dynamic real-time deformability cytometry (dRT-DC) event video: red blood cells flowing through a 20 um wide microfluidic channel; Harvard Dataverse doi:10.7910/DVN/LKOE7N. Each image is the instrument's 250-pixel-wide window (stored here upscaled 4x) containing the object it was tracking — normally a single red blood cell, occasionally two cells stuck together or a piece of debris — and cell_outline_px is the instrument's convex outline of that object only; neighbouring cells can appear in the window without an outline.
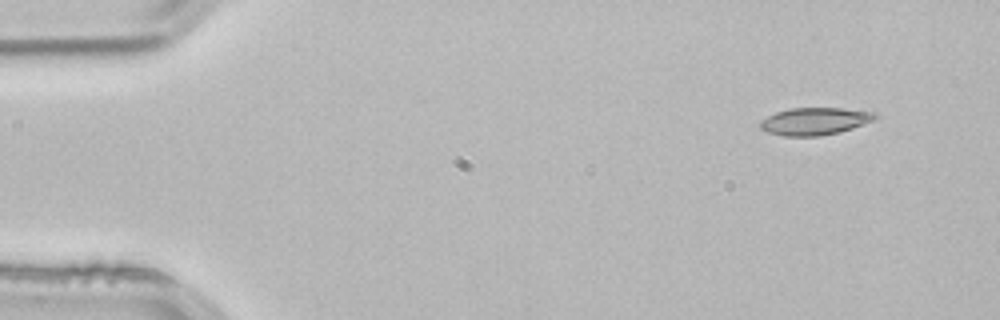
{"species": "common noctule bat (a hibernating species)", "species_latin": "Nyctalus noctula", "temperature_condition": "room temperature", "stored_images_in_passage": 50, "camera_frame_rate_fps": 3000, "um_per_image_px": 0.085, "animal": {"sex": "male", "body_mass_g": 21.5, "forearm_length_mm": 52.0}, "frame": {"image": 1, "passage_image": 1, "time_ms": 0.0, "image_size_px": [1000, 320], "cell_outline_px": [[880, 116], [872, 120], [852, 128], [840, 132], [820, 136], [784, 136], [768, 132], [760, 128], [760, 120], [776, 112], [792, 108], [840, 108], [876, 112]], "centroid_in_image_um": [69.26, 10.3], "position_along_channel_um": 15.7, "area_um2": 18.26}}
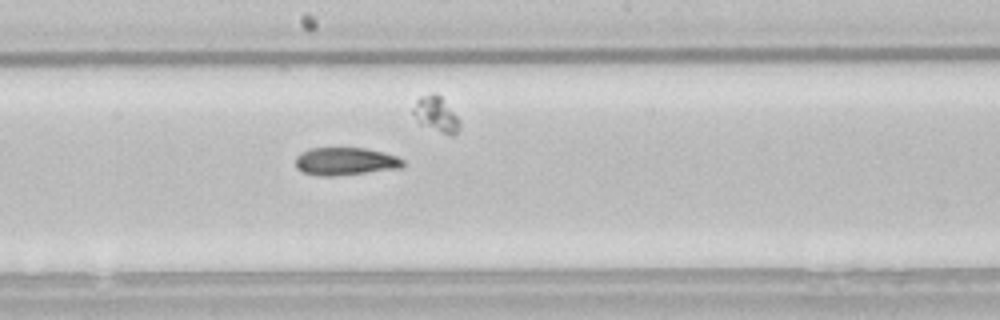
{"frame": {"image": 2, "passage_image": 25, "time_ms": 8.0, "image_size_px": [1000, 320], "cell_outline_px": [[404, 164], [400, 168], [336, 176], [320, 176], [300, 172], [296, 168], [296, 156], [300, 152], [312, 148], [364, 148], [396, 156], [404, 160]], "centroid_in_image_um": [29.3, 13.72], "position_along_channel_um": 218.9, "area_um2": 17.4}}
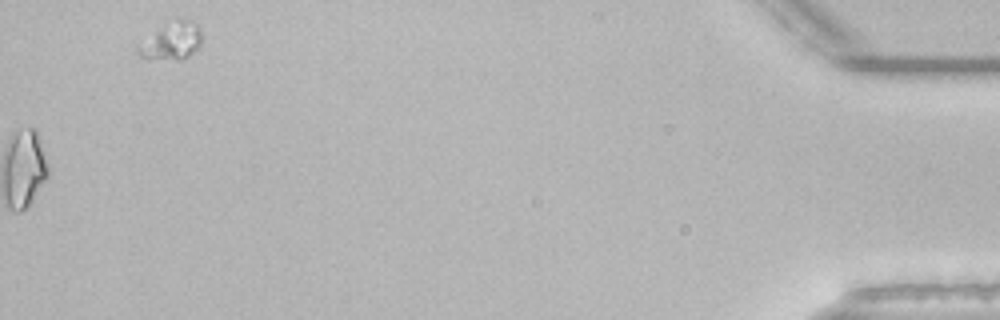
{"frame": {"image": 3, "passage_image": 50, "time_ms": 16.333, "image_size_px": [1000, 320], "cell_outline_px": [[200, 44], [188, 56], [180, 60], [176, 60], [140, 56], [136, 52], [136, 44], [156, 32], [180, 20], [192, 20], [200, 28]], "centroid_in_image_um": [14.58, 3.54], "position_along_channel_um": 420.6, "area_um2": 12.95}, "authors_computed_cell_mechanics": {"area_um2": 17.5134, "velocity_mm_per_s": 3.8346, "shape_relaxation_time_tau1_ms": 8.7022, "shape_relaxation_time_tau2_ms": 7.0898, "deformation_change_tau1": 0.1781, "deformation_change_tau2": 0.1479}}